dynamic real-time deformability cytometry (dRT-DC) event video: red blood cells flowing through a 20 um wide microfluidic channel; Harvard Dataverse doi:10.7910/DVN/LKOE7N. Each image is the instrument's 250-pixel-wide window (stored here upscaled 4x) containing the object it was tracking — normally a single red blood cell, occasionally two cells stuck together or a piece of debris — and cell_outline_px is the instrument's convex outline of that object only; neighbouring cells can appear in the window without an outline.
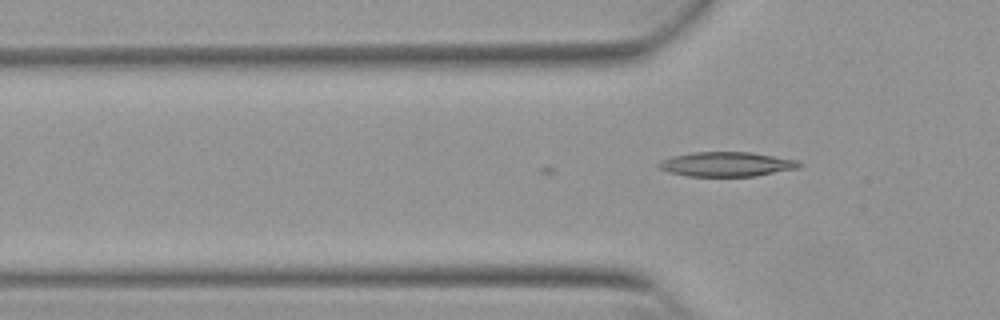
{"species": "Egyptian fruit bat (a non-hibernating species)", "species_latin": "Rousettus aegyptiacus", "temperature_condition": "warm", "stored_images_in_passage": 2, "camera_frame_rate_fps": 3000, "um_per_image_px": 0.085, "animal": {"sex": "female"}, "frame": {"image": 1, "passage_image": 2, "time_ms": 0.333, "image_size_px": [1000, 320], "cell_outline_px": [[804, 164], [800, 168], [756, 176], [688, 176], [668, 172], [660, 168], [656, 164], [660, 160], [672, 156], [692, 152], [752, 152], [800, 160]], "centroid_in_image_um": [61.81, 13.95], "position_along_channel_um": 64.0, "area_um2": 20.4}}